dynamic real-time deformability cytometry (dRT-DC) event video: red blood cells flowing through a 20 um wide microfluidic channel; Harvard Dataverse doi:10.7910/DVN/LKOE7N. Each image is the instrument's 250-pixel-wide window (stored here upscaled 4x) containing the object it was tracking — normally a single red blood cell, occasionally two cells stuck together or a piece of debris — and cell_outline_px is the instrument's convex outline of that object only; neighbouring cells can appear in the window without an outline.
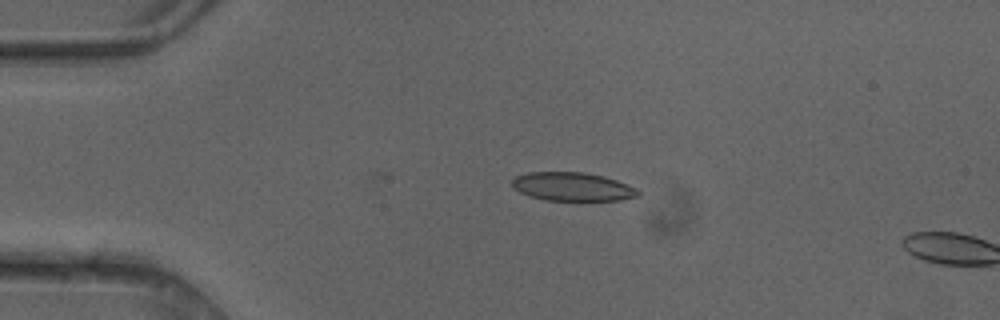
{"species": "common noctule bat (a hibernating species)", "species_latin": "Nyctalus noctula", "temperature_condition": "cold", "stored_images_in_passage": 3, "camera_frame_rate_fps": 3000, "um_per_image_px": 0.085, "animal": {"sex": "female"}, "frame": {"image": 1, "passage_image": 2, "time_ms": 0.333, "image_size_px": [1000, 320], "cell_outline_px": [[640, 196], [620, 200], [544, 200], [528, 196], [520, 192], [512, 184], [512, 180], [516, 176], [528, 172], [584, 172], [604, 176], [616, 180], [636, 188], [640, 192]], "centroid_in_image_um": [48.67, 15.87], "position_along_channel_um": 36.3, "area_um2": 20.92}}